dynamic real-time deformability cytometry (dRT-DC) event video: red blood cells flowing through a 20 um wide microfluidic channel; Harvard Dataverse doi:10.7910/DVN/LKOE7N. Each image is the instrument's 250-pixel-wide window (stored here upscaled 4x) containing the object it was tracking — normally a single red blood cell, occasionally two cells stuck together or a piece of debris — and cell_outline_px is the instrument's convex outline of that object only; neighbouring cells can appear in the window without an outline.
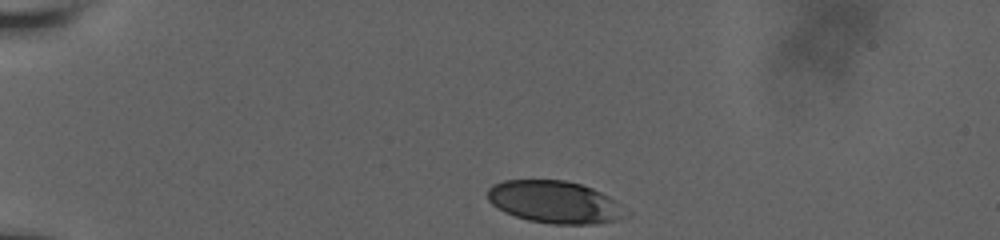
{"species": "human", "species_latin": "Homo sapiens", "temperature_condition": "room temperature", "stored_images_in_passage": 36, "camera_frame_rate_fps": 3000, "um_per_image_px": 0.085, "donor": {"sex": "male"}, "frame": {"image": 1, "passage_image": 1, "time_ms": 0.0, "image_size_px": [1000, 240], "cell_outline_px": [[632, 216], [620, 220], [596, 224], [552, 224], [528, 220], [504, 212], [492, 204], [488, 200], [488, 188], [492, 184], [504, 180], [564, 180], [580, 184], [592, 188], [616, 200], [632, 212]], "centroid_in_image_um": [47.24, 17.19], "position_along_channel_um": 37.8, "area_um2": 34.62}}
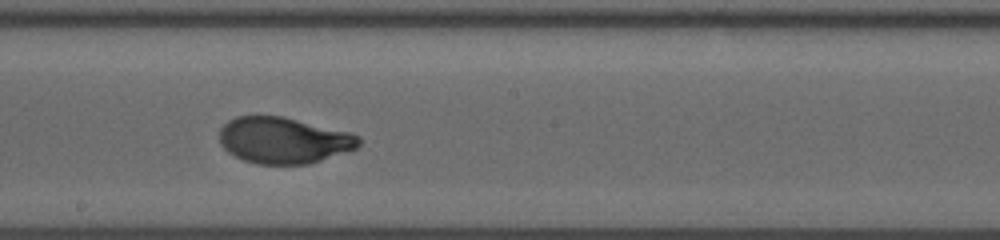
{"frame": {"image": 2, "passage_image": 21, "time_ms": 6.667, "image_size_px": [1000, 240], "cell_outline_px": [[360, 144], [356, 148], [308, 164], [256, 164], [244, 160], [228, 152], [220, 144], [220, 128], [228, 120], [236, 116], [280, 116], [348, 132], [360, 136]], "centroid_in_image_um": [24.07, 11.93], "position_along_channel_um": 224.1, "area_um2": 37.17}}
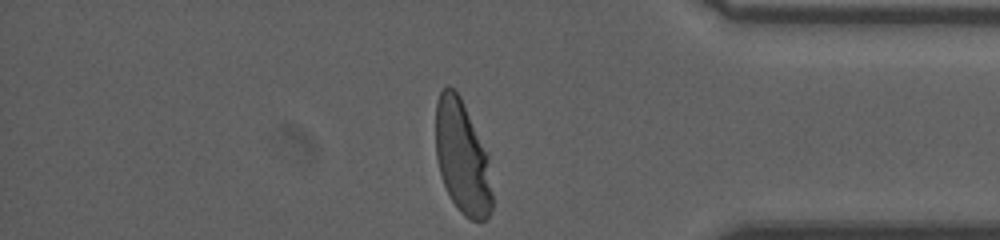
{"frame": {"image": 3, "passage_image": 36, "time_ms": 11.667, "image_size_px": [1000, 240], "cell_outline_px": [[492, 208], [488, 216], [484, 220], [472, 220], [464, 216], [456, 208], [444, 184], [440, 172], [436, 156], [436, 104], [440, 92], [448, 84], [460, 96], [488, 152], [492, 192]], "centroid_in_image_um": [39.31, 13.38], "position_along_channel_um": 395.9, "area_um2": 37.45}, "authors_computed_cell_mechanics": {"area_um2": 37.57, "velocity_mm_per_s": 3.7752, "shape_relaxation_time_tau1_ms": 3.4165, "shape_relaxation_time_tau2_ms": null, "deformation_change_tau1": 0.1823, "deformation_change_tau2": null}}